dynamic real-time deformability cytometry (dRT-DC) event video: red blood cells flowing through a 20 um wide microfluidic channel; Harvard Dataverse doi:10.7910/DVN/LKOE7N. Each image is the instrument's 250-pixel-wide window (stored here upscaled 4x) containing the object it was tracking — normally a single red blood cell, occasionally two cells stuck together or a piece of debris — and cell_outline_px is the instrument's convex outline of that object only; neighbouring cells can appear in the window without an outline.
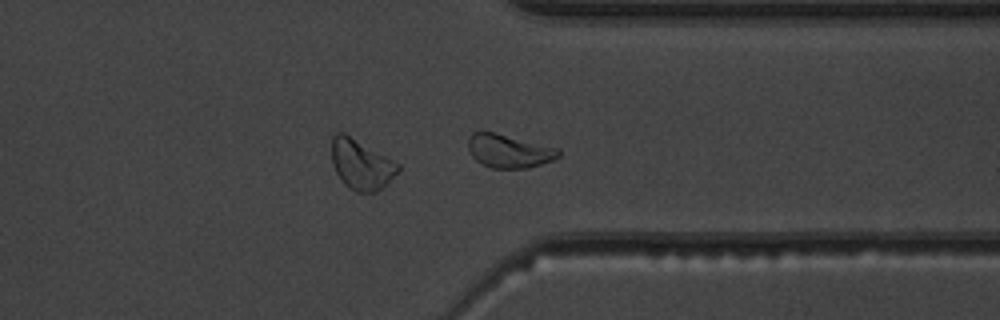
{"species": "common noctule bat (a hibernating species)", "species_latin": "Nyctalus noctula", "temperature_condition": "warm", "stored_images_in_passage": 41, "camera_frame_rate_fps": 3000, "um_per_image_px": 0.085, "animal": {"sex": "male", "body_mass_g": 19.5, "forearm_length_mm": 54.6}, "frame": {"image": 1, "passage_image": 41, "time_ms": 13.333, "image_size_px": [1000, 320], "cell_outline_px": [[560, 156], [552, 160], [528, 168], [488, 168], [480, 164], [472, 156], [468, 148], [468, 136], [472, 132], [492, 132], [560, 148]], "centroid_in_image_um": [43.24, 12.85], "position_along_channel_um": 368.2, "area_um2": 17.63}, "authors_computed_cell_mechanics": {"area_um2": 17.3978, "velocity_mm_per_s": 3.971, "shape_relaxation_time_tau1_ms": 2.8363, "shape_relaxation_time_tau2_ms": 2.7132, "deformation_change_tau1": 0.1174, "deformation_change_tau2": 0.0788}}